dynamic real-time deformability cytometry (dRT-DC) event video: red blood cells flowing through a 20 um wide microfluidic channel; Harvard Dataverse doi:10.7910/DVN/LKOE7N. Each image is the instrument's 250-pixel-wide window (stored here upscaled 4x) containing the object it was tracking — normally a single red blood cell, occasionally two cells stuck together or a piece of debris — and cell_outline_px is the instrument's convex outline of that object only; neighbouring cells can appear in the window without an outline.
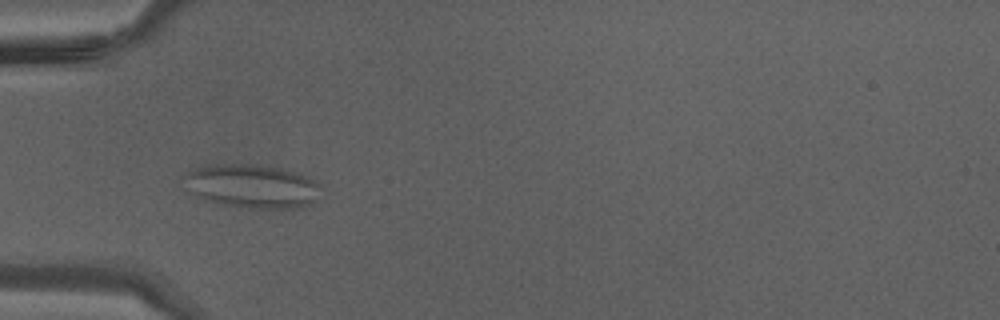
{"species": "Egyptian fruit bat (a non-hibernating species)", "species_latin": "Rousettus aegyptiacus", "temperature_condition": "warm", "stored_images_in_passage": 40, "camera_frame_rate_fps": 3000, "um_per_image_px": 0.085, "animal": {"sex": "male"}, "frame": {"image": 1, "passage_image": 12, "time_ms": 3.667, "image_size_px": [1000, 320], "cell_outline_px": [[320, 200], [304, 208], [248, 208], [216, 204], [196, 196], [188, 192], [180, 176], [196, 168], [212, 164], [268, 164], [304, 176], [320, 184]], "centroid_in_image_um": [21.4, 15.84], "position_along_channel_um": 63.6, "area_um2": 35.66}}
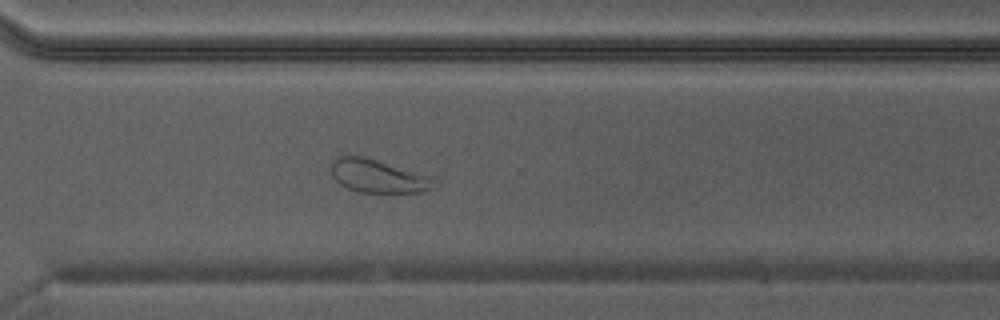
{"frame": {"image": 2, "passage_image": 29, "time_ms": 9.333, "image_size_px": [1000, 320], "cell_outline_px": [[440, 184], [436, 188], [424, 192], [360, 192], [348, 188], [340, 184], [332, 176], [332, 164], [336, 156], [364, 156], [436, 176]], "centroid_in_image_um": [32.28, 14.97], "position_along_channel_um": 338.3, "area_um2": 20.52}}